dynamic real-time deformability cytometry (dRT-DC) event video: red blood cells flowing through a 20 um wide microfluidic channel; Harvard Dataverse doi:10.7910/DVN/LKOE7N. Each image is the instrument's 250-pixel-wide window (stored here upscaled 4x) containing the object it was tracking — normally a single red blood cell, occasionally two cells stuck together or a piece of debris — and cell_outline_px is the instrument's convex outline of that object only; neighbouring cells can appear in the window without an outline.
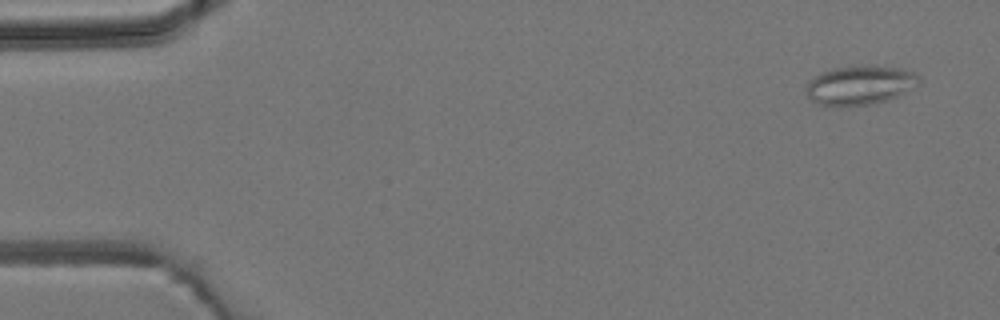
{"species": "common noctule bat (a hibernating species)", "species_latin": "Nyctalus noctula", "temperature_condition": "room temperature", "stored_images_in_passage": 5, "camera_frame_rate_fps": 3000, "um_per_image_px": 0.085, "animal": {"sex": "male", "body_mass_g": 19.2, "forearm_length_mm": 51.8}, "frame": {"image": 1, "passage_image": 1, "time_ms": 0.0, "image_size_px": [1000, 320], "cell_outline_px": [[920, 84], [896, 96], [884, 100], [868, 104], [816, 104], [808, 96], [808, 80], [820, 72], [836, 68], [868, 64], [876, 64], [900, 68], [916, 72], [920, 76]], "centroid_in_image_um": [73.15, 7.17], "position_along_channel_um": 11.8, "area_um2": 25.43}}
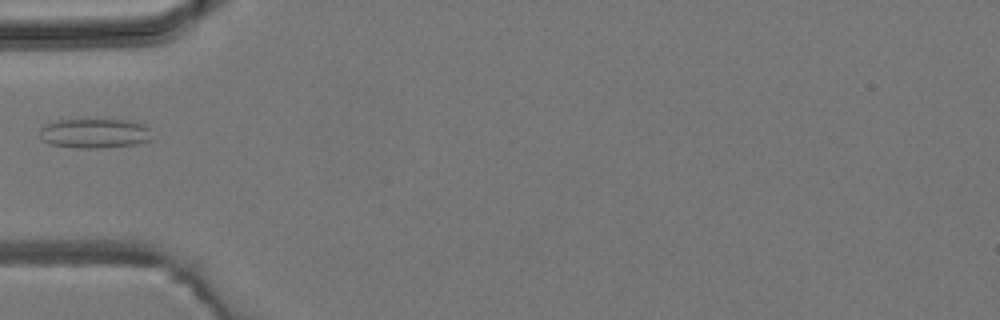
{"frame": {"image": 2, "passage_image": 4, "time_ms": 4.667, "image_size_px": [1000, 320], "cell_outline_px": [[152, 140], [136, 144], [104, 148], [76, 148], [48, 144], [40, 140], [40, 128], [44, 124], [56, 120], [128, 120], [144, 124], [148, 128]], "centroid_in_image_um": [8.0, 11.34], "position_along_channel_um": 77.0, "area_um2": 19.59}}